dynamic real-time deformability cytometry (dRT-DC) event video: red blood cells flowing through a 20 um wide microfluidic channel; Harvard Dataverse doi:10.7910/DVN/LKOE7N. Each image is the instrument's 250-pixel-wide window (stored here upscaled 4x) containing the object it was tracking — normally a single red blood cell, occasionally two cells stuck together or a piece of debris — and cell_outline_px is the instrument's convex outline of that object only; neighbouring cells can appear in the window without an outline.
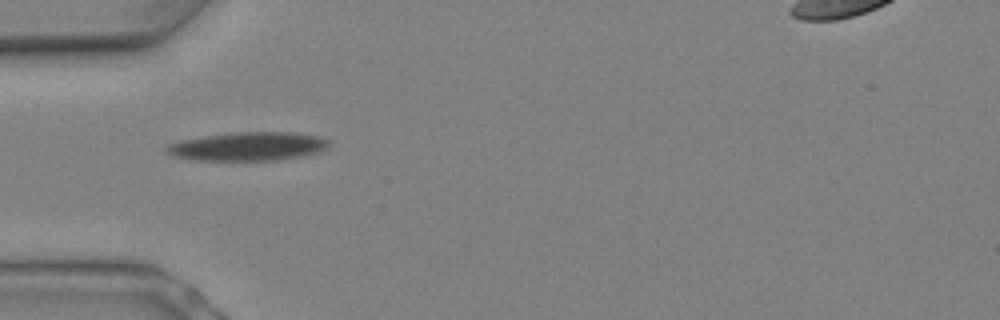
{"species": "Egyptian fruit bat (a non-hibernating species)", "species_latin": "Rousettus aegyptiacus", "temperature_condition": "warm", "stored_images_in_passage": 2, "camera_frame_rate_fps": 3000, "um_per_image_px": 0.085, "animal": {"sex": "female"}, "frame": {"image": 1, "passage_image": 1, "time_ms": 0.0, "image_size_px": [1000, 320], "cell_outline_px": [[332, 144], [328, 148], [320, 152], [304, 156], [276, 160], [192, 160], [172, 156], [164, 152], [164, 148], [168, 144], [180, 140], [208, 136], [240, 132], [296, 132], [320, 136], [328, 140]], "centroid_in_image_um": [21.12, 12.45], "position_along_channel_um": 63.9, "area_um2": 27.34}}